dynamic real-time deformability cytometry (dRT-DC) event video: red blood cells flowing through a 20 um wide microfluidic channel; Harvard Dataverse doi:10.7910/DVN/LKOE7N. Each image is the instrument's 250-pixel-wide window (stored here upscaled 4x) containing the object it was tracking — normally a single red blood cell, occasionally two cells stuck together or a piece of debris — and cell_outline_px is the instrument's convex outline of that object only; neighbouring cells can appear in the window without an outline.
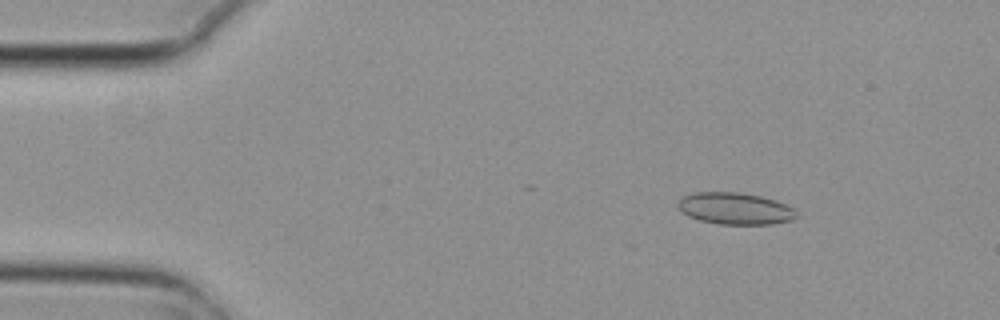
{"species": "common noctule bat (a hibernating species)", "species_latin": "Nyctalus noctula", "temperature_condition": "cold", "stored_images_in_passage": 7, "camera_frame_rate_fps": 3000, "um_per_image_px": 0.085, "animal": {"sex": "female", "body_mass_g": 29.2, "forearm_length_mm": 56.3}, "frame": {"image": 1, "passage_image": 3, "time_ms": 0.667, "image_size_px": [1000, 320], "cell_outline_px": [[796, 216], [792, 220], [772, 224], [720, 224], [700, 220], [688, 216], [680, 212], [676, 204], [684, 196], [696, 192], [740, 192], [760, 196], [784, 204], [792, 208], [796, 212]], "centroid_in_image_um": [62.43, 17.73], "position_along_channel_um": 22.6, "area_um2": 21.79}}
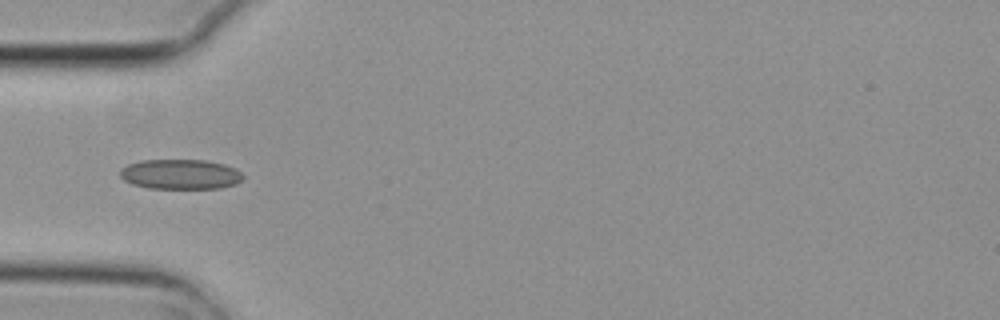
{"frame": {"image": 2, "passage_image": 6, "time_ms": 1.667, "image_size_px": [1000, 320], "cell_outline_px": [[244, 176], [236, 184], [220, 188], [148, 188], [132, 184], [124, 180], [120, 176], [120, 168], [128, 164], [140, 160], [204, 160], [224, 164], [236, 168]], "centroid_in_image_um": [15.32, 14.81], "position_along_channel_um": 69.7, "area_um2": 21.5}}
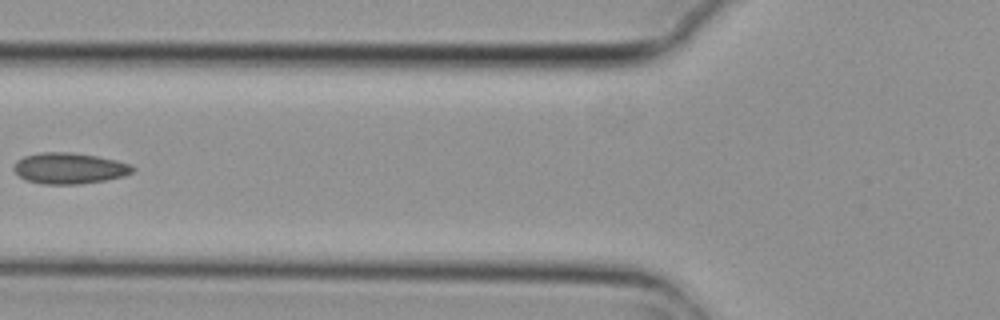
{"frame": {"image": 3, "passage_image": 7, "time_ms": 2.0, "image_size_px": [1000, 320], "cell_outline_px": [[136, 168], [132, 172], [124, 176], [104, 180], [80, 184], [44, 184], [24, 180], [12, 168], [16, 160], [24, 156], [40, 152], [72, 152], [96, 156], [116, 160], [128, 164]], "centroid_in_image_um": [5.86, 14.3], "position_along_channel_um": 119.9, "area_um2": 21.5}}